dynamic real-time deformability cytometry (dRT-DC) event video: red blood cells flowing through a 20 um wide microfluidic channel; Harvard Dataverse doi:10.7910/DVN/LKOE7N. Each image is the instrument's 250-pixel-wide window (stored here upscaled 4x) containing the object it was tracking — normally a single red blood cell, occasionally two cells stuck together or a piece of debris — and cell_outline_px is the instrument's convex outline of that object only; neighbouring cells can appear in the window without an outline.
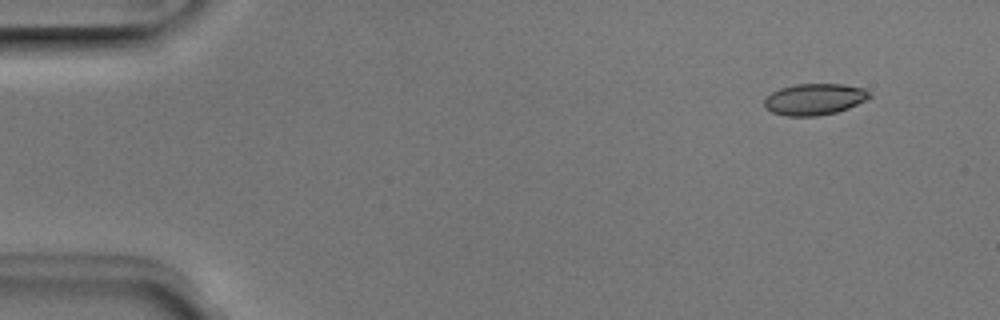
{"species": "Egyptian fruit bat (a non-hibernating species)", "species_latin": "Rousettus aegyptiacus", "temperature_condition": "room temperature", "stored_images_in_passage": 5, "camera_frame_rate_fps": 3000, "um_per_image_px": 0.085, "animal": {"sex": "male"}, "frame": {"image": 1, "passage_image": 2, "time_ms": 0.333, "image_size_px": [1000, 320], "cell_outline_px": [[872, 96], [868, 100], [848, 108], [836, 112], [816, 116], [784, 116], [772, 112], [764, 104], [764, 100], [772, 92], [780, 88], [796, 84], [844, 84], [864, 88], [872, 92]], "centroid_in_image_um": [69.29, 8.43], "position_along_channel_um": 15.7, "area_um2": 19.36}}
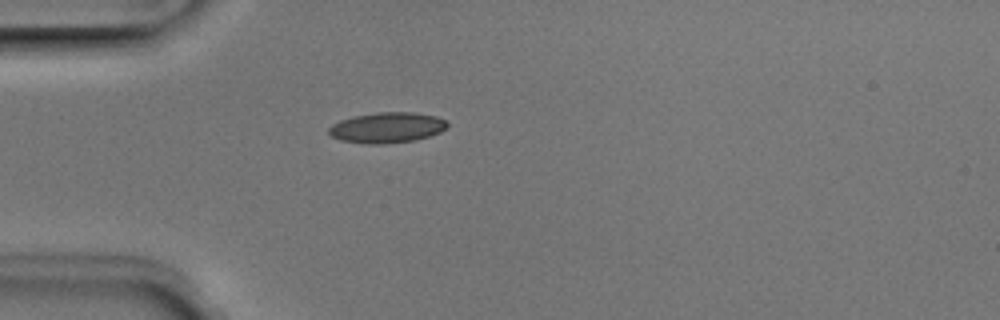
{"frame": {"image": 2, "passage_image": 5, "time_ms": 1.333, "image_size_px": [1000, 320], "cell_outline_px": [[448, 124], [440, 132], [416, 140], [380, 144], [368, 144], [340, 140], [332, 136], [328, 132], [328, 128], [332, 124], [340, 120], [352, 116], [376, 112], [412, 112], [436, 116], [444, 120]], "centroid_in_image_um": [32.85, 10.84], "position_along_channel_um": 52.1, "area_um2": 21.04}}